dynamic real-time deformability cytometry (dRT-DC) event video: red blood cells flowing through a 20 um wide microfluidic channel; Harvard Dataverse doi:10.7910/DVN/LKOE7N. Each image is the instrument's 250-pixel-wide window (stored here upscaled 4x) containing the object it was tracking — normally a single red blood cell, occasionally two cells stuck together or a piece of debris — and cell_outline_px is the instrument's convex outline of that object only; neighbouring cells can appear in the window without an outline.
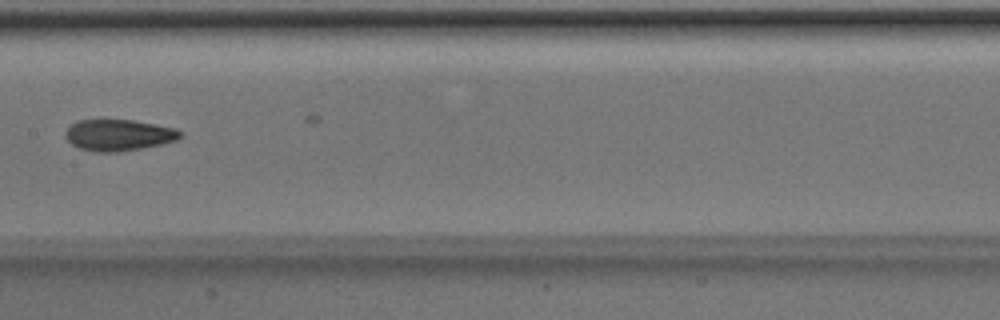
{"species": "Egyptian fruit bat (a non-hibernating species)", "species_latin": "Rousettus aegyptiacus", "temperature_condition": "room temperature", "stored_images_in_passage": 4, "camera_frame_rate_fps": 3000, "um_per_image_px": 0.085, "animal": {"sex": "male"}, "frame": {"image": 1, "passage_image": 4, "time_ms": 1.0, "image_size_px": [1000, 320], "cell_outline_px": [[180, 136], [176, 140], [160, 144], [120, 152], [92, 152], [80, 148], [72, 144], [64, 136], [64, 132], [72, 124], [80, 120], [132, 120], [156, 124], [176, 128], [180, 132]], "centroid_in_image_um": [10.05, 11.48], "position_along_channel_um": 197.3, "area_um2": 20.81}}